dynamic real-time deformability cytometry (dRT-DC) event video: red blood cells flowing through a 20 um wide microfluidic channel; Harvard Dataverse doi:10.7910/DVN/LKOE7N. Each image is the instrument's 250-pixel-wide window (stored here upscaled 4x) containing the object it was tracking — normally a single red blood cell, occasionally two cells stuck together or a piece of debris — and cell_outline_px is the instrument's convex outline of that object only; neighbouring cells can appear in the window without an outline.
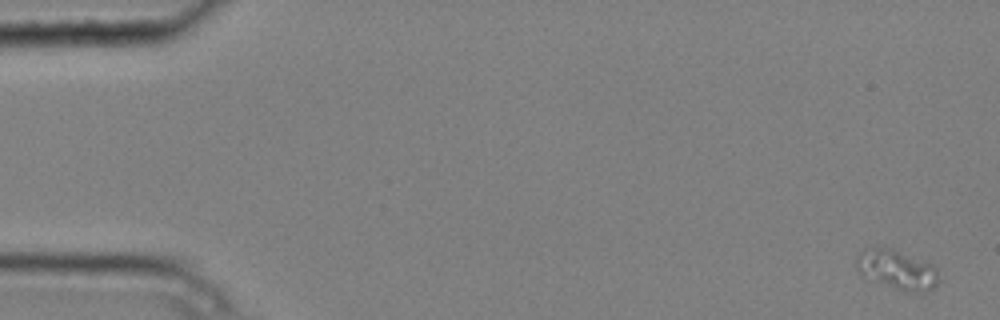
{"species": "common noctule bat (a hibernating species)", "species_latin": "Nyctalus noctula", "temperature_condition": "cold", "stored_images_in_passage": 6, "camera_frame_rate_fps": 3000, "um_per_image_px": 0.085, "animal": {"sex": "male", "body_mass_g": 20.4}, "frame": {"image": 1, "passage_image": 1, "time_ms": 0.0, "image_size_px": [1000, 320], "cell_outline_px": [[940, 280], [932, 288], [924, 292], [904, 292], [864, 276], [856, 268], [856, 256], [864, 248], [876, 244], [884, 244], [932, 264], [936, 268]], "centroid_in_image_um": [76.21, 22.86], "position_along_channel_um": 8.8, "area_um2": 19.48}}
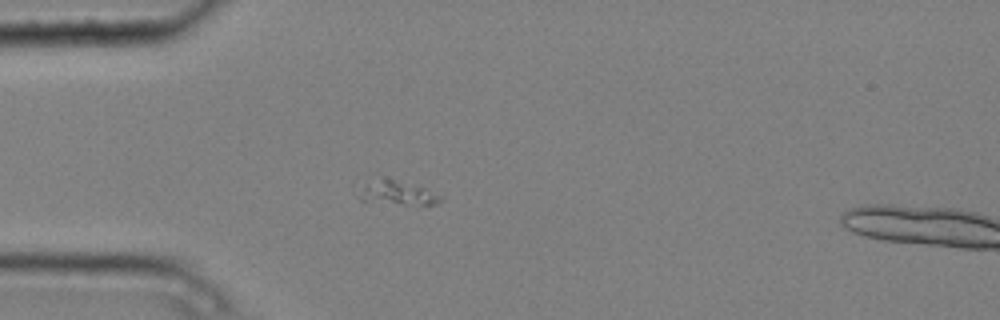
{"frame": {"image": 2, "passage_image": 5, "time_ms": 1.333, "image_size_px": [1000, 320], "cell_outline_px": [[444, 200], [436, 204], [404, 204], [360, 200], [356, 196], [352, 188], [352, 184], [384, 180], [392, 180], [424, 188], [444, 196]], "centroid_in_image_um": [33.61, 16.41], "position_along_channel_um": 51.4, "area_um2": 11.56}}